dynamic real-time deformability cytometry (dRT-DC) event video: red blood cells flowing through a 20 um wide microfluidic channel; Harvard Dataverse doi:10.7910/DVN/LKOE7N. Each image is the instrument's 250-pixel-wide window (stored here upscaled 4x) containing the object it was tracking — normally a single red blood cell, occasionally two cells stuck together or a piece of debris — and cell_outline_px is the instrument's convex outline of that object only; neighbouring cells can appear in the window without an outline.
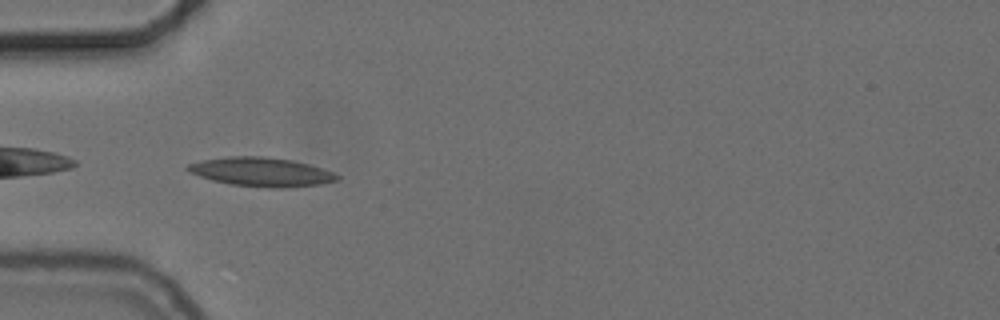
{"species": "common noctule bat (a hibernating species)", "species_latin": "Nyctalus noctula", "temperature_condition": "cold", "stored_images_in_passage": 39, "camera_frame_rate_fps": 3000, "um_per_image_px": 0.085, "animal": {"sex": "female", "body_mass_g": 24.6, "forearm_length_mm": 56.2}, "frame": {"image": 1, "passage_image": 1, "time_ms": 0.0, "image_size_px": [1000, 320], "cell_outline_px": [[340, 180], [320, 184], [280, 188], [268, 188], [232, 184], [212, 180], [200, 176], [184, 168], [188, 164], [204, 160], [228, 156], [264, 156], [292, 160], [308, 164], [332, 172], [340, 176]], "centroid_in_image_um": [22.23, 14.61], "position_along_channel_um": 62.8, "area_um2": 24.97}}
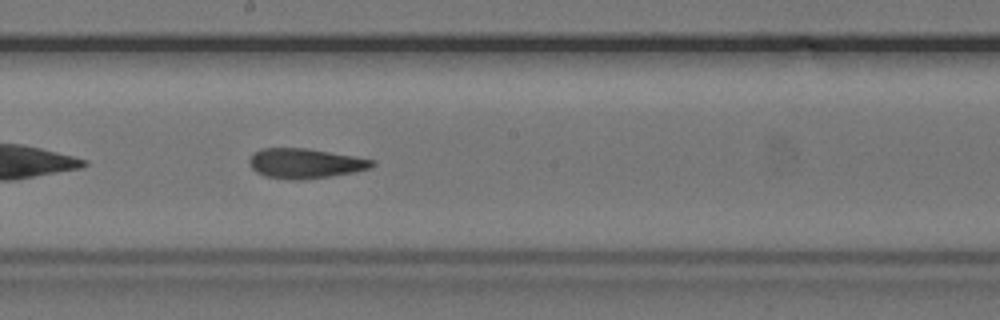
{"frame": {"image": 2, "passage_image": 14, "time_ms": 4.333, "image_size_px": [1000, 320], "cell_outline_px": [[376, 164], [372, 168], [356, 172], [304, 180], [292, 180], [264, 176], [256, 172], [252, 168], [248, 160], [256, 152], [264, 148], [308, 148], [376, 160]], "centroid_in_image_um": [25.99, 13.9], "position_along_channel_um": 222.2, "area_um2": 21.5}}
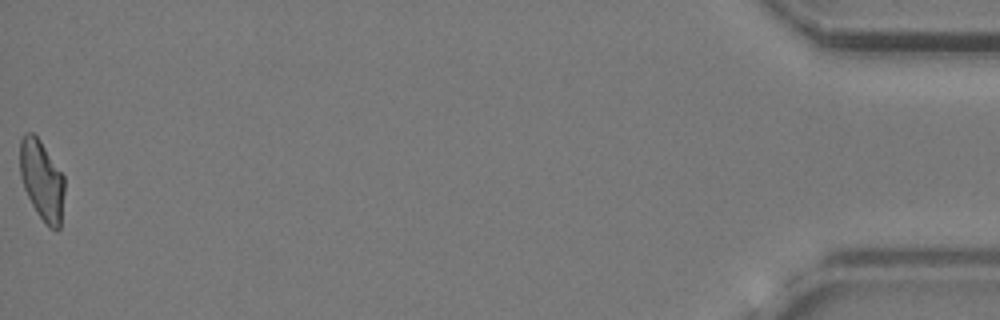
{"frame": {"image": 3, "passage_image": 39, "time_ms": 12.667, "image_size_px": [1000, 320], "cell_outline_px": [[64, 192], [60, 228], [56, 232], [48, 228], [36, 212], [24, 188], [20, 176], [20, 140], [24, 132], [32, 132], [40, 140], [64, 176]], "centroid_in_image_um": [3.56, 15.34], "position_along_channel_um": 431.6, "area_um2": 20.87}, "authors_computed_cell_mechanics": {"area_um2": 21.5594, "velocity_mm_per_s": 3.7128, "shape_relaxation_time_tau1_ms": 9.9933, "shape_relaxation_time_tau2_ms": 3.0026, "deformation_change_tau1": 0.2151, "deformation_change_tau2": 0.1052}}